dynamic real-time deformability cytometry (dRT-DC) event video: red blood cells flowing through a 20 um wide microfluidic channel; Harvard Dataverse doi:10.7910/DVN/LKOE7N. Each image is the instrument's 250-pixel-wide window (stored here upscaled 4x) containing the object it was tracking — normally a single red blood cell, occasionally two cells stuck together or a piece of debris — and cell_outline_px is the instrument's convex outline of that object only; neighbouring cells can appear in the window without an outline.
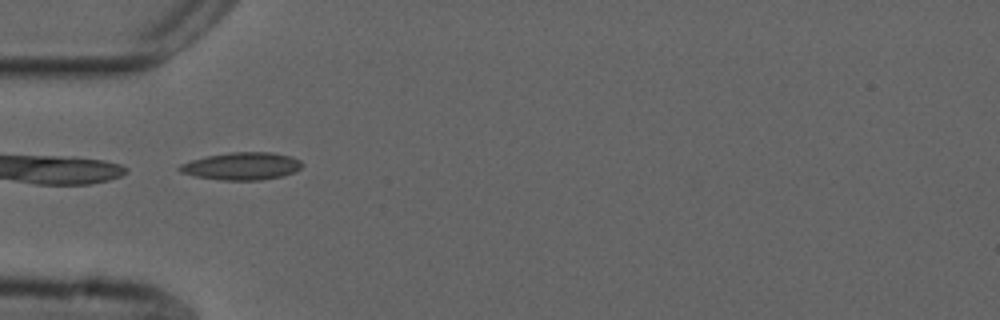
{"species": "common noctule bat (a hibernating species)", "species_latin": "Nyctalus noctula", "temperature_condition": "cold", "stored_images_in_passage": 34, "camera_frame_rate_fps": 3000, "um_per_image_px": 0.085, "animal": {"sex": "male", "forearm_length_mm": 52.5}, "frame": {"image": 1, "passage_image": 1, "time_ms": 0.0, "image_size_px": [1000, 320], "cell_outline_px": [[304, 164], [296, 172], [280, 176], [260, 180], [220, 180], [196, 176], [180, 172], [176, 168], [180, 164], [192, 160], [208, 156], [228, 152], [272, 152], [292, 156], [300, 160]], "centroid_in_image_um": [20.57, 14.11], "position_along_channel_um": 64.4, "area_um2": 19.71}}
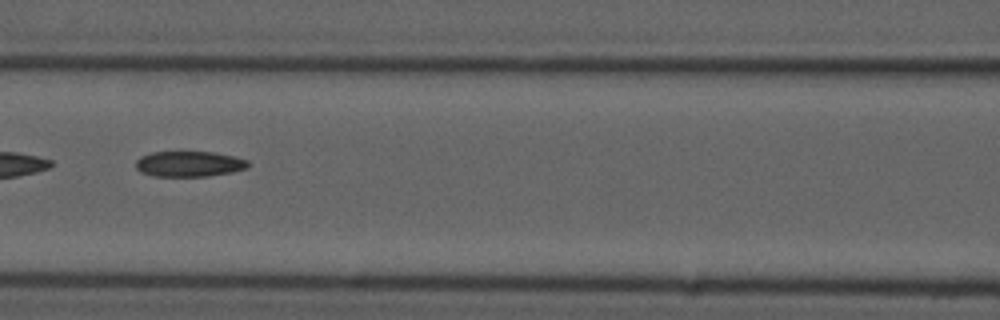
{"frame": {"image": 2, "passage_image": 8, "time_ms": 2.333, "image_size_px": [1000, 320], "cell_outline_px": [[248, 168], [232, 172], [208, 176], [156, 176], [140, 172], [136, 168], [136, 160], [140, 156], [152, 152], [216, 152], [248, 160]], "centroid_in_image_um": [16.07, 13.93], "position_along_channel_um": 150.5, "area_um2": 16.7}}
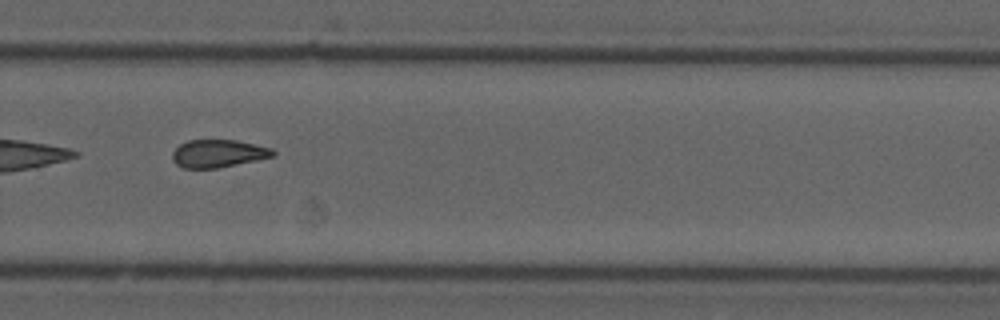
{"frame": {"image": 3, "passage_image": 21, "time_ms": 6.667, "image_size_px": [1000, 320], "cell_outline_px": [[276, 156], [260, 160], [216, 168], [180, 168], [172, 160], [172, 152], [180, 144], [188, 140], [236, 140], [272, 148], [276, 152]], "centroid_in_image_um": [18.57, 13.05], "position_along_channel_um": 311.2, "area_um2": 16.47}, "authors_computed_cell_mechanics": {"area_um2": 17.0221, "velocity_mm_per_s": 3.7217, "shape_relaxation_time_tau1_ms": null, "shape_relaxation_time_tau2_ms": 6.1166, "deformation_change_tau1": null, "deformation_change_tau2": 0.147}}